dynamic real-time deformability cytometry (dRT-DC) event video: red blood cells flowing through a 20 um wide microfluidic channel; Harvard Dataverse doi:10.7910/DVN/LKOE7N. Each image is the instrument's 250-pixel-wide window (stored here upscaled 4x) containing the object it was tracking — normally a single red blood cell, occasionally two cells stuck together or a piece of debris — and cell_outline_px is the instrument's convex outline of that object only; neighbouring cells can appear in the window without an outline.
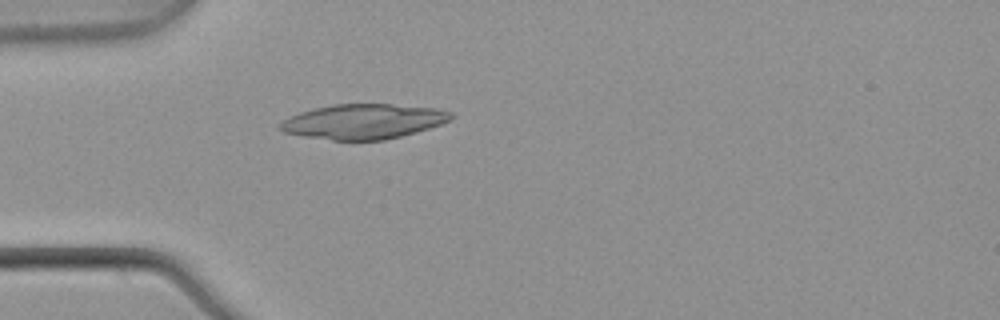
{"species": "common noctule bat (a hibernating species)", "species_latin": "Nyctalus noctula", "temperature_condition": "warm", "stored_images_in_passage": 4, "camera_frame_rate_fps": 3000, "um_per_image_px": 0.085, "animal": {"sex": "male", "body_mass_g": 21.5, "forearm_length_mm": 52.0}, "frame": {"image": 1, "passage_image": 4, "time_ms": 1.0, "image_size_px": [1000, 320], "cell_outline_px": [[452, 116], [448, 120], [440, 124], [416, 132], [384, 140], [332, 140], [304, 136], [284, 132], [276, 128], [276, 124], [300, 112], [332, 104], [392, 104], [436, 108], [452, 112]], "centroid_in_image_um": [30.85, 10.32], "position_along_channel_um": 54.1, "area_um2": 34.56}}